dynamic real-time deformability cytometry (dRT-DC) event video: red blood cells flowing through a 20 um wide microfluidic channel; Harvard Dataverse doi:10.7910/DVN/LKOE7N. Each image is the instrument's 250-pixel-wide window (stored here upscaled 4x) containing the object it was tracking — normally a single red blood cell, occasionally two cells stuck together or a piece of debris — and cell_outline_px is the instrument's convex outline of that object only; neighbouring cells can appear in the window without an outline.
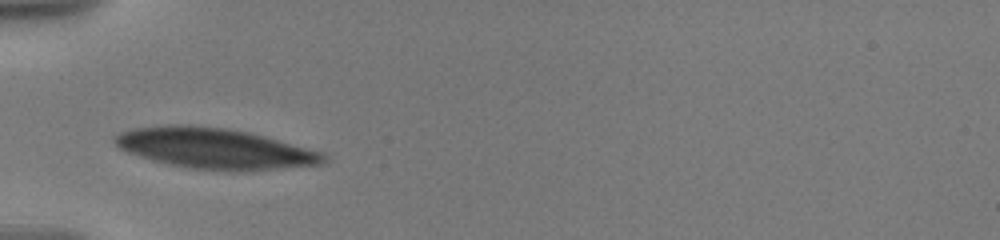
{"species": "human", "species_latin": "Homo sapiens", "temperature_condition": "warm", "stored_images_in_passage": 62, "camera_frame_rate_fps": 3000, "um_per_image_px": 0.085, "donor": {"sex": "male"}, "frame": {"image": 1, "passage_image": 1, "time_ms": 0.0, "image_size_px": [1000, 240], "cell_outline_px": [[328, 160], [324, 164], [240, 172], [192, 168], [152, 160], [128, 152], [120, 148], [116, 144], [112, 136], [120, 132], [132, 128], [168, 124], [188, 124], [228, 128], [248, 132], [264, 136], [324, 152], [328, 156]], "centroid_in_image_um": [18.29, 12.61], "position_along_channel_um": 66.7, "area_um2": 49.71}}
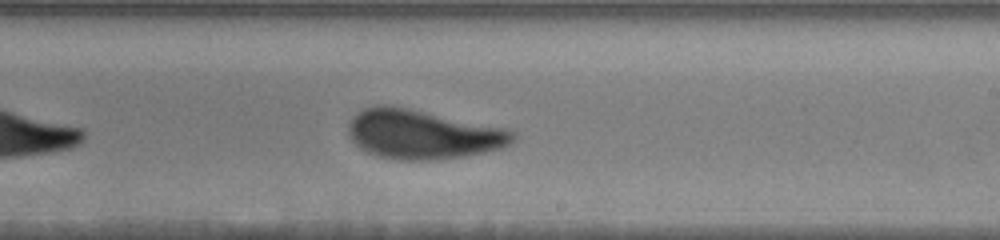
{"frame": {"image": 2, "passage_image": 38, "time_ms": 5.333, "image_size_px": [1000, 240], "cell_outline_px": [[516, 136], [508, 144], [500, 148], [440, 160], [400, 160], [380, 156], [368, 152], [360, 148], [352, 140], [348, 132], [348, 124], [352, 116], [356, 112], [364, 108], [376, 104], [392, 104], [500, 128], [516, 132]], "centroid_in_image_um": [35.82, 11.4], "position_along_channel_um": 253.2, "area_um2": 46.76}}
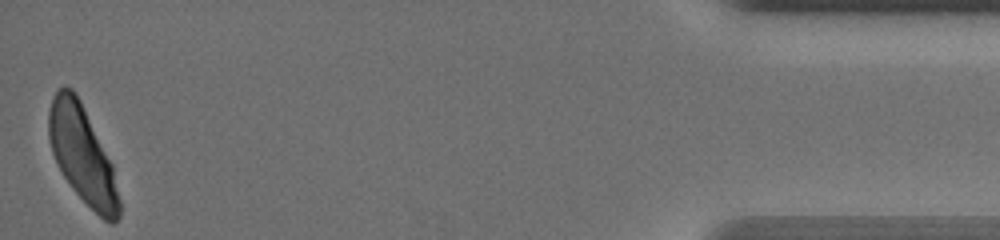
{"frame": {"image": 3, "passage_image": 62, "time_ms": 12.333, "image_size_px": [1000, 240], "cell_outline_px": [[120, 216], [112, 224], [104, 220], [72, 188], [64, 176], [52, 152], [48, 136], [48, 112], [52, 100], [56, 92], [64, 84], [72, 88], [76, 92], [112, 164], [120, 200]], "centroid_in_image_um": [7.0, 13.13], "position_along_channel_um": 428.2, "area_um2": 39.3}, "authors_computed_cell_mechanics": {"area_um2": 47.107, "velocity_mm_per_s": 3.5589, "shape_relaxation_time_tau1_ms": 4.2777, "shape_relaxation_time_tau2_ms": null, "deformation_change_tau1": 0.1721, "deformation_change_tau2": null}}